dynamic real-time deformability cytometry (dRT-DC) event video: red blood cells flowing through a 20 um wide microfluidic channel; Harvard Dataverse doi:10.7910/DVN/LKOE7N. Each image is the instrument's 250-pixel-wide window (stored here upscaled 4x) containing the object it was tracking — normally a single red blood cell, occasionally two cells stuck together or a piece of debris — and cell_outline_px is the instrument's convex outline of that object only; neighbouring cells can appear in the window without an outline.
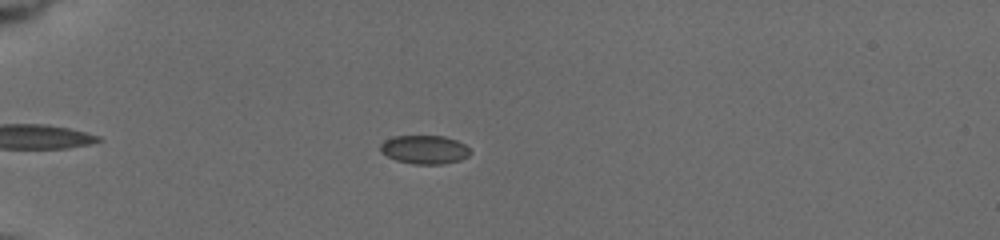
{"species": "common noctule bat (a hibernating species)", "species_latin": "Nyctalus noctula", "temperature_condition": "cold", "stored_images_in_passage": 74, "camera_frame_rate_fps": 3000, "um_per_image_px": 0.085, "animal": {"sex": "female", "body_mass_g": 19.5, "forearm_length_mm": 54.1}, "frame": {"image": 1, "passage_image": 28, "time_ms": 5.667, "image_size_px": [1000, 240], "cell_outline_px": [[472, 152], [468, 156], [460, 160], [444, 164], [416, 164], [396, 160], [380, 152], [380, 144], [384, 140], [392, 136], [444, 136], [456, 140], [464, 144]], "centroid_in_image_um": [36.08, 12.71], "position_along_channel_um": 48.9, "area_um2": 15.03}}
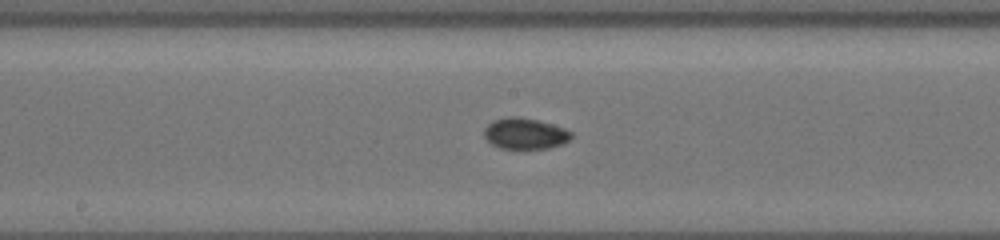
{"frame": {"image": 2, "passage_image": 53, "time_ms": 10.667, "image_size_px": [1000, 240], "cell_outline_px": [[572, 136], [568, 140], [560, 144], [548, 148], [500, 148], [492, 144], [484, 136], [484, 128], [492, 120], [508, 116], [516, 116], [536, 120], [552, 124], [564, 128], [572, 132]], "centroid_in_image_um": [44.6, 11.34], "position_along_channel_um": 203.6, "area_um2": 15.61}}
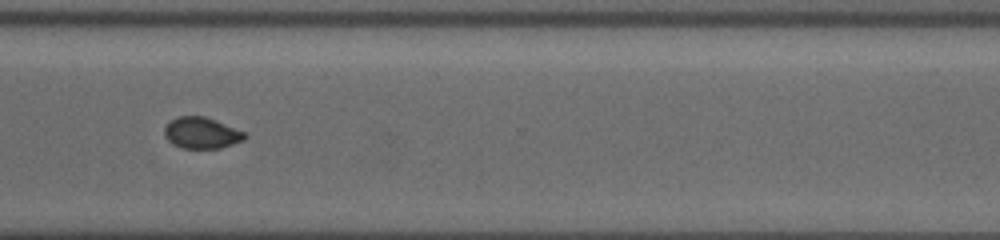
{"frame": {"image": 3, "passage_image": 73, "time_ms": 14.667, "image_size_px": [1000, 240], "cell_outline_px": [[248, 136], [244, 140], [220, 148], [180, 148], [172, 144], [164, 136], [164, 128], [176, 116], [204, 116], [244, 132]], "centroid_in_image_um": [17.11, 11.31], "position_along_channel_um": 353.5, "area_um2": 14.51}}